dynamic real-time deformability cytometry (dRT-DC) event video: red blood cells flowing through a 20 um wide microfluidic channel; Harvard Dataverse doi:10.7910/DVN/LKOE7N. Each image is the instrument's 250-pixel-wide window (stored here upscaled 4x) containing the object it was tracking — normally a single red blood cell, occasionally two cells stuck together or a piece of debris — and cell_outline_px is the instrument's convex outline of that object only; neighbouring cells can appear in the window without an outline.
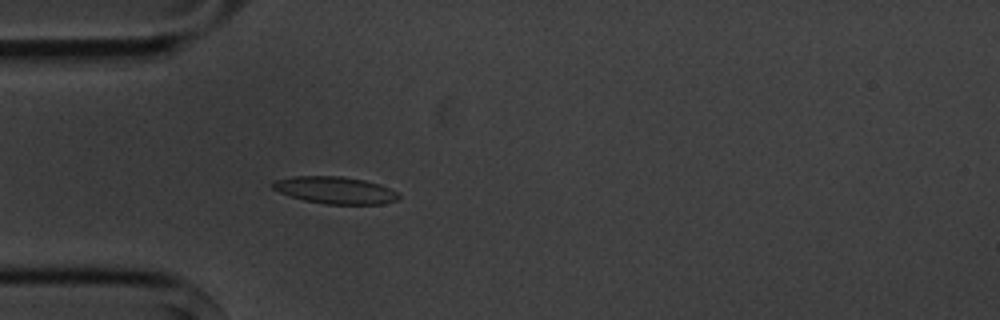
{"species": "common noctule bat (a hibernating species)", "species_latin": "Nyctalus noctula", "temperature_condition": "cold", "stored_images_in_passage": 4, "camera_frame_rate_fps": 3000, "um_per_image_px": 0.085, "animal": {"sex": "male", "body_mass_g": 20.1, "forearm_length_mm": 53.5}, "frame": {"image": 1, "passage_image": 4, "time_ms": 3.333, "image_size_px": [1000, 320], "cell_outline_px": [[400, 196], [396, 200], [384, 204], [324, 204], [304, 200], [280, 192], [272, 188], [272, 184], [276, 180], [296, 176], [340, 176], [364, 180], [380, 184], [396, 192]], "centroid_in_image_um": [28.51, 16.17], "position_along_channel_um": 56.5, "area_um2": 19.65}}